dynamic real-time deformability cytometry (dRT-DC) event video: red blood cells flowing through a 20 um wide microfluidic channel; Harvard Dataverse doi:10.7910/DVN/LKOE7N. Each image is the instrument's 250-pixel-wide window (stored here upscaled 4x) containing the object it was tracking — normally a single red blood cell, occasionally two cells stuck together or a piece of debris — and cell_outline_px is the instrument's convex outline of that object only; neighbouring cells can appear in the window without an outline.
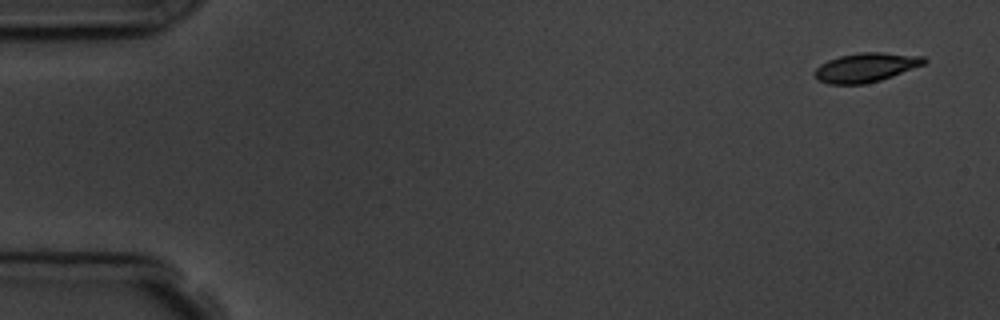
{"species": "common noctule bat (a hibernating species)", "species_latin": "Nyctalus noctula", "temperature_condition": "room temperature", "stored_images_in_passage": 4, "camera_frame_rate_fps": 3000, "um_per_image_px": 0.085, "animal": {"sex": "male", "body_mass_g": 19.5, "forearm_length_mm": 54.6}, "frame": {"image": 1, "passage_image": 1, "time_ms": 0.0, "image_size_px": [1000, 320], "cell_outline_px": [[928, 60], [924, 64], [892, 76], [880, 80], [864, 84], [828, 84], [816, 80], [812, 72], [820, 64], [828, 60], [840, 56], [860, 52], [880, 52], [924, 56]], "centroid_in_image_um": [73.56, 5.73], "position_along_channel_um": 11.4, "area_um2": 18.67}}
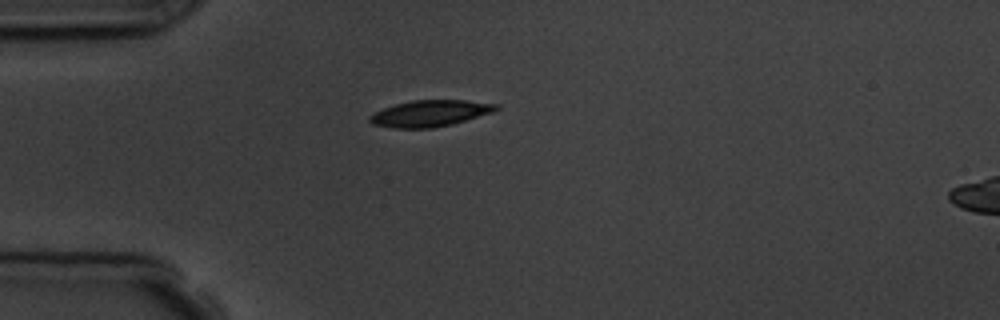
{"frame": {"image": 2, "passage_image": 4, "time_ms": 4.0, "image_size_px": [1000, 320], "cell_outline_px": [[500, 108], [492, 112], [452, 124], [432, 128], [392, 128], [372, 124], [368, 120], [368, 116], [372, 112], [396, 104], [412, 100], [464, 100], [500, 104]], "centroid_in_image_um": [36.52, 9.63], "position_along_channel_um": 48.5, "area_um2": 19.48}}